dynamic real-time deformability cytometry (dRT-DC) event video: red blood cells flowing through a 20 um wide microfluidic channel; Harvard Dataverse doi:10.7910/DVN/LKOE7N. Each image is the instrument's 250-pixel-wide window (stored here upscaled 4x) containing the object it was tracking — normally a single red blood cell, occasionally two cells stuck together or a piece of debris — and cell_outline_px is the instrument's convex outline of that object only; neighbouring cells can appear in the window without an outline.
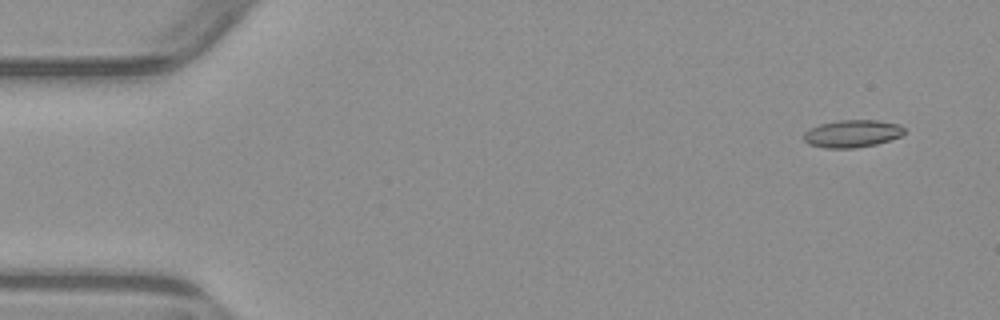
{"species": "common noctule bat (a hibernating species)", "species_latin": "Nyctalus noctula", "temperature_condition": "warm", "stored_images_in_passage": 4, "camera_frame_rate_fps": 3000, "um_per_image_px": 0.085, "animal": {"sex": "male", "body_mass_g": 23.1, "forearm_length_mm": 52.7}, "frame": {"image": 1, "passage_image": 1, "time_ms": 0.0, "image_size_px": [1000, 320], "cell_outline_px": [[904, 132], [900, 136], [876, 144], [856, 148], [824, 148], [808, 144], [804, 140], [804, 132], [820, 124], [840, 120], [876, 120], [900, 124], [904, 128]], "centroid_in_image_um": [72.43, 11.36], "position_along_channel_um": 12.6, "area_um2": 16.01}}
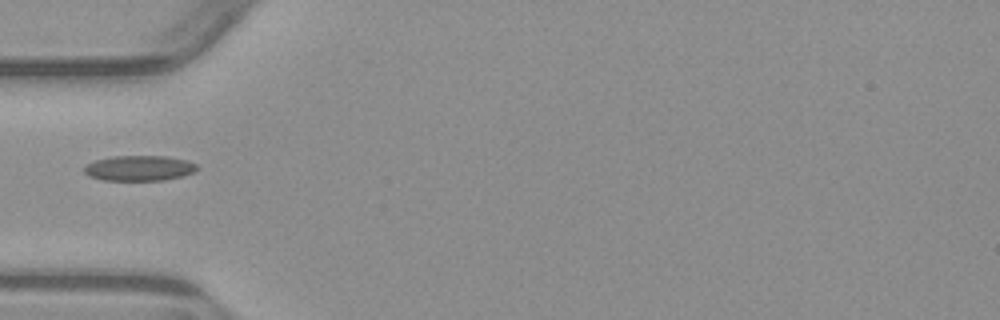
{"frame": {"image": 2, "passage_image": 4, "time_ms": 4.667, "image_size_px": [1000, 320], "cell_outline_px": [[200, 168], [196, 172], [184, 176], [164, 180], [100, 180], [88, 176], [84, 172], [84, 168], [88, 164], [96, 160], [112, 156], [164, 156], [188, 160], [196, 164]], "centroid_in_image_um": [11.88, 14.3], "position_along_channel_um": 73.1, "area_um2": 16.82}}